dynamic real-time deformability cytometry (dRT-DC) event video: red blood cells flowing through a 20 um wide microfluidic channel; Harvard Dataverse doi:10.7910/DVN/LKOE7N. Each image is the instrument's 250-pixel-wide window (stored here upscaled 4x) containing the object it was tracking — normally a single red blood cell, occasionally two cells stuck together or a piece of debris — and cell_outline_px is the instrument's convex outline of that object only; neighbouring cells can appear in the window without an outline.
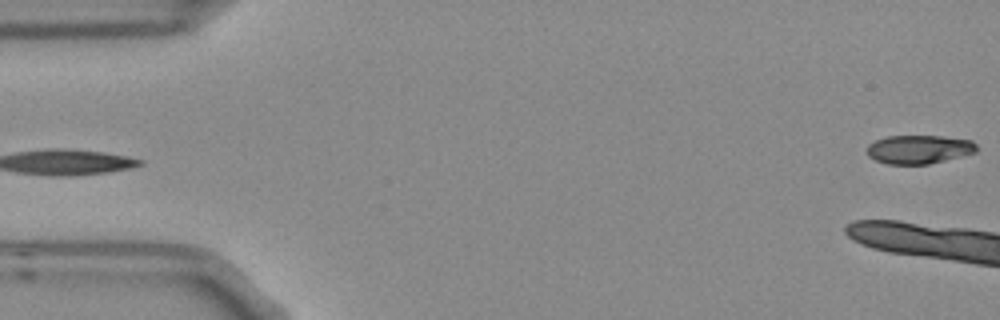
{"species": "Egyptian fruit bat (a non-hibernating species)", "species_latin": "Rousettus aegyptiacus", "temperature_condition": "room temperature", "stored_images_in_passage": 6, "camera_frame_rate_fps": 3000, "um_per_image_px": 0.085, "frame": {"image": 1, "passage_image": 6, "time_ms": 1.667, "image_size_px": [1000, 320], "cell_outline_px": [[976, 152], [928, 164], [888, 164], [876, 160], [868, 156], [868, 144], [876, 140], [888, 136], [944, 136], [972, 140], [976, 144]], "centroid_in_image_um": [78.11, 12.69], "position_along_channel_um": 6.9, "area_um2": 18.15}}